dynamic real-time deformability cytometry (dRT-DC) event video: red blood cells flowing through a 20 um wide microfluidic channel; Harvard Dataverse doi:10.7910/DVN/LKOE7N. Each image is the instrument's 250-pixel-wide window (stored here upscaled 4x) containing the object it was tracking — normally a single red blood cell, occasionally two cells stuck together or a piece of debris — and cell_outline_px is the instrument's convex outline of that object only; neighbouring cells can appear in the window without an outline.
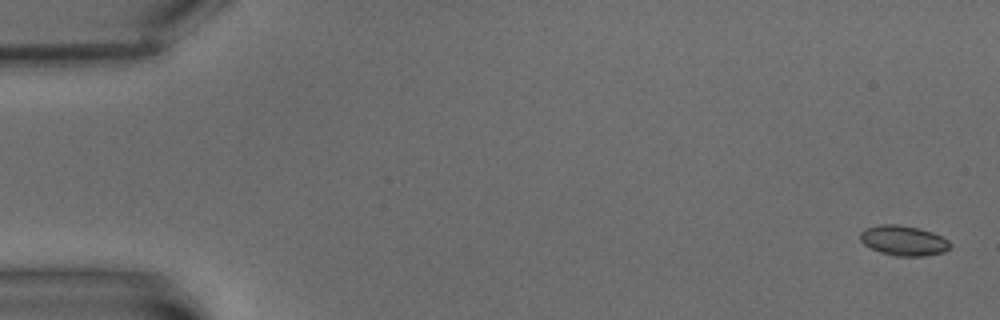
{"species": "common noctule bat (a hibernating species)", "species_latin": "Nyctalus noctula", "temperature_condition": "warm", "stored_images_in_passage": 6, "camera_frame_rate_fps": 3000, "um_per_image_px": 0.085, "animal": {"sex": "male", "body_mass_g": 15.6}, "frame": {"image": 1, "passage_image": 1, "time_ms": 0.0, "image_size_px": [1000, 320], "cell_outline_px": [[952, 244], [944, 252], [924, 256], [896, 256], [880, 252], [864, 244], [860, 240], [860, 232], [864, 228], [880, 224], [896, 224], [920, 228], [932, 232], [948, 240]], "centroid_in_image_um": [76.79, 20.44], "position_along_channel_um": 8.2, "area_um2": 15.78}}
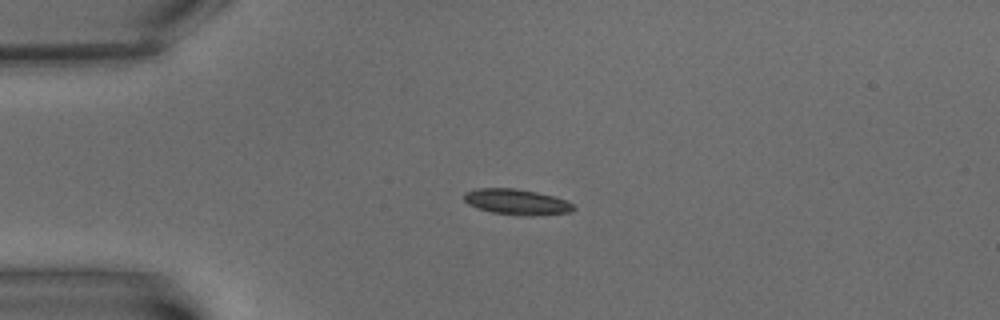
{"frame": {"image": 2, "passage_image": 5, "time_ms": 5.0, "image_size_px": [1000, 320], "cell_outline_px": [[576, 208], [572, 212], [536, 216], [520, 216], [492, 212], [468, 204], [464, 200], [464, 192], [476, 188], [516, 188], [536, 192], [552, 196], [564, 200], [572, 204]], "centroid_in_image_um": [43.92, 17.17], "position_along_channel_um": 41.1, "area_um2": 16.42}}